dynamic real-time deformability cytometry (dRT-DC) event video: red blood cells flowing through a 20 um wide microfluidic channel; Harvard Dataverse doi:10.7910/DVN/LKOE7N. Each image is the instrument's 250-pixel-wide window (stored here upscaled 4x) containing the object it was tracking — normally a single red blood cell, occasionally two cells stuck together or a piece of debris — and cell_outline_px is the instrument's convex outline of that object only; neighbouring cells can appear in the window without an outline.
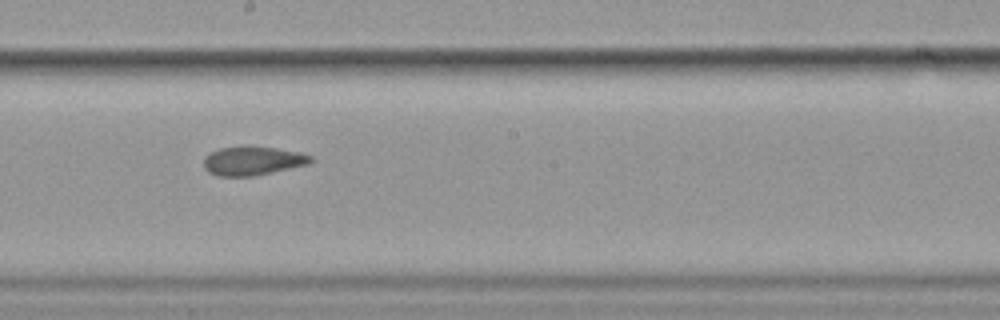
{"species": "common noctule bat (a hibernating species)", "species_latin": "Nyctalus noctula", "temperature_condition": "cold", "stored_images_in_passage": 8, "camera_frame_rate_fps": 3000, "um_per_image_px": 0.085, "animal": {"sex": "female", "body_mass_g": 19.9}, "frame": {"image": 1, "passage_image": 7, "time_ms": 8.0, "image_size_px": [1000, 320], "cell_outline_px": [[316, 160], [308, 164], [272, 172], [252, 176], [216, 176], [208, 172], [204, 168], [204, 156], [220, 148], [244, 144], [248, 144], [276, 148], [300, 152], [312, 156]], "centroid_in_image_um": [21.47, 13.64], "position_along_channel_um": 226.7, "area_um2": 18.44}}
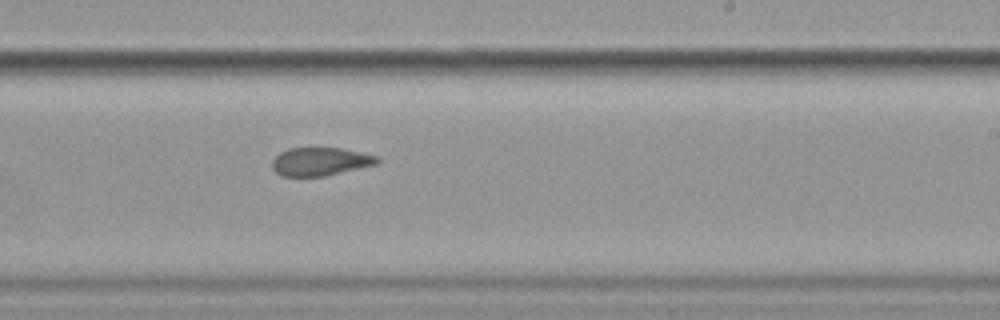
{"frame": {"image": 2, "passage_image": 8, "time_ms": 9.0, "image_size_px": [1000, 320], "cell_outline_px": [[380, 160], [376, 164], [324, 176], [280, 176], [272, 168], [272, 160], [280, 152], [288, 148], [340, 148], [380, 156]], "centroid_in_image_um": [27.21, 13.73], "position_along_channel_um": 261.8, "area_um2": 17.22}}